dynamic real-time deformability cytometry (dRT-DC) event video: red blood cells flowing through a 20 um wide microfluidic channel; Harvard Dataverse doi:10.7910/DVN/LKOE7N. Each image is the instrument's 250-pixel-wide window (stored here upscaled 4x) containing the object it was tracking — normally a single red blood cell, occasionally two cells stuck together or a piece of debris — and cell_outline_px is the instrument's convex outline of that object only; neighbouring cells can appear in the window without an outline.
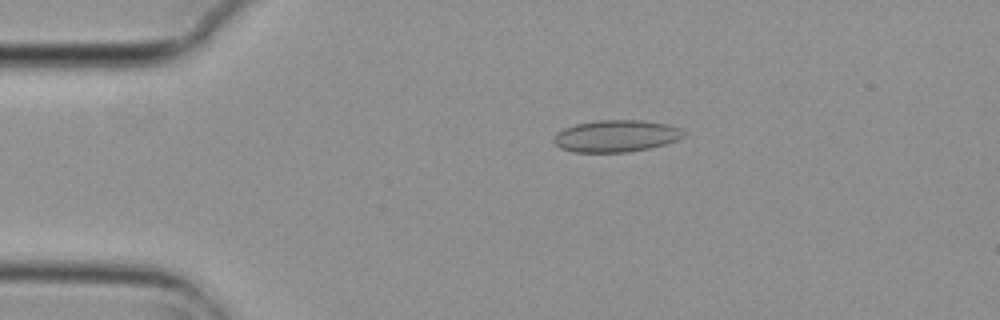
{"species": "common noctule bat (a hibernating species)", "species_latin": "Nyctalus noctula", "temperature_condition": "cold", "stored_images_in_passage": 6, "camera_frame_rate_fps": 3000, "um_per_image_px": 0.085, "animal": {"sex": "female", "body_mass_g": 29.2, "forearm_length_mm": 56.3}, "frame": {"image": 1, "passage_image": 1, "time_ms": 0.0, "image_size_px": [1000, 320], "cell_outline_px": [[688, 132], [684, 136], [676, 140], [664, 144], [648, 148], [628, 152], [572, 152], [560, 148], [552, 140], [556, 132], [564, 128], [576, 124], [600, 120], [640, 120], [668, 124], [680, 128]], "centroid_in_image_um": [52.36, 11.56], "position_along_channel_um": 32.6, "area_um2": 24.22}}
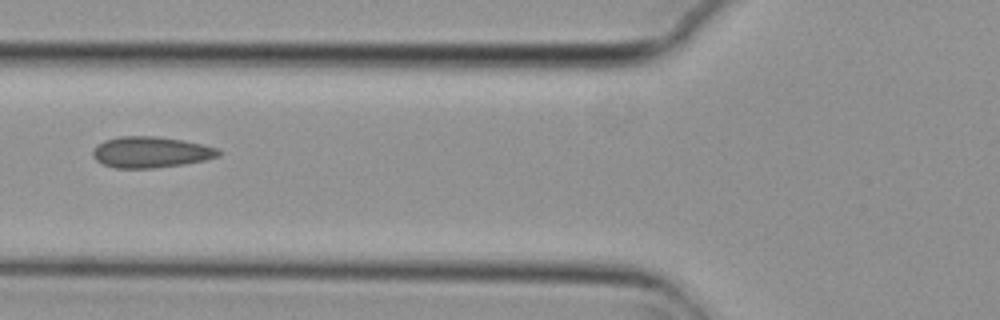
{"frame": {"image": 2, "passage_image": 4, "time_ms": 1.0, "image_size_px": [1000, 320], "cell_outline_px": [[220, 156], [204, 160], [184, 164], [156, 168], [116, 168], [104, 164], [96, 160], [92, 156], [92, 148], [104, 140], [120, 136], [156, 136], [184, 140], [216, 148], [220, 152]], "centroid_in_image_um": [12.78, 12.93], "position_along_channel_um": 113.0, "area_um2": 22.77}}
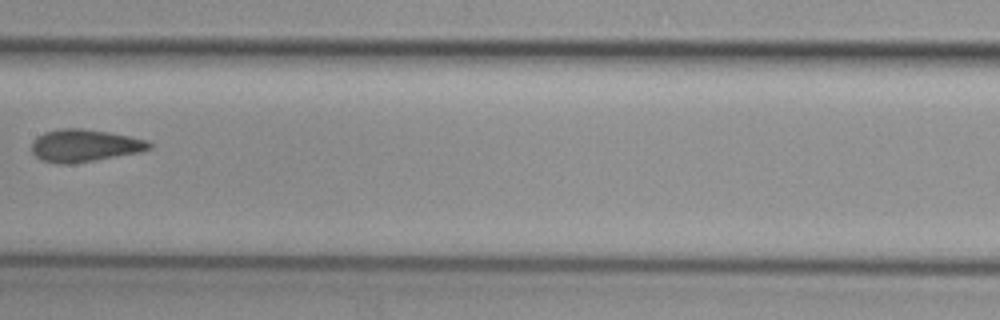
{"frame": {"image": 3, "passage_image": 6, "time_ms": 1.667, "image_size_px": [1000, 320], "cell_outline_px": [[152, 148], [140, 152], [72, 164], [60, 164], [44, 160], [36, 156], [32, 152], [32, 144], [36, 136], [44, 132], [60, 128], [80, 128], [112, 132], [148, 140], [152, 144]], "centroid_in_image_um": [7.21, 12.36], "position_along_channel_um": 200.2, "area_um2": 22.31}}